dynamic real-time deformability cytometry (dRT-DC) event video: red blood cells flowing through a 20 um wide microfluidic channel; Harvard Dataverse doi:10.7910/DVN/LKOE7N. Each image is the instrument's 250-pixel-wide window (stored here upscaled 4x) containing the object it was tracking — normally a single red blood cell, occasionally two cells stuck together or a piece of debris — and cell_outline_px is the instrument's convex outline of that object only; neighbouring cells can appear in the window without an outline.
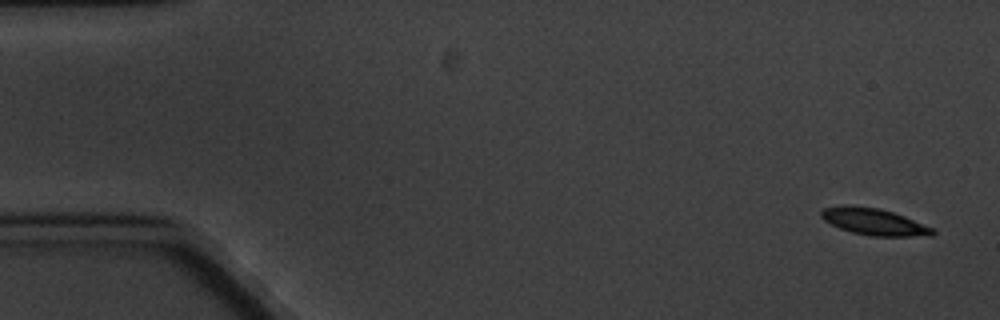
{"species": "common noctule bat (a hibernating species)", "species_latin": "Nyctalus noctula", "temperature_condition": "cold", "stored_images_in_passage": 5, "camera_frame_rate_fps": 3000, "um_per_image_px": 0.085, "animal": {"sex": "male", "body_mass_g": 20.1, "forearm_length_mm": 53.5}, "frame": {"image": 1, "passage_image": 1, "time_ms": 0.0, "image_size_px": [1000, 320], "cell_outline_px": [[936, 232], [932, 236], [872, 236], [852, 232], [840, 228], [824, 220], [820, 216], [820, 212], [824, 208], [844, 204], [848, 204], [880, 208], [904, 216], [936, 228]], "centroid_in_image_um": [74.32, 18.84], "position_along_channel_um": 10.7, "area_um2": 17.57}}